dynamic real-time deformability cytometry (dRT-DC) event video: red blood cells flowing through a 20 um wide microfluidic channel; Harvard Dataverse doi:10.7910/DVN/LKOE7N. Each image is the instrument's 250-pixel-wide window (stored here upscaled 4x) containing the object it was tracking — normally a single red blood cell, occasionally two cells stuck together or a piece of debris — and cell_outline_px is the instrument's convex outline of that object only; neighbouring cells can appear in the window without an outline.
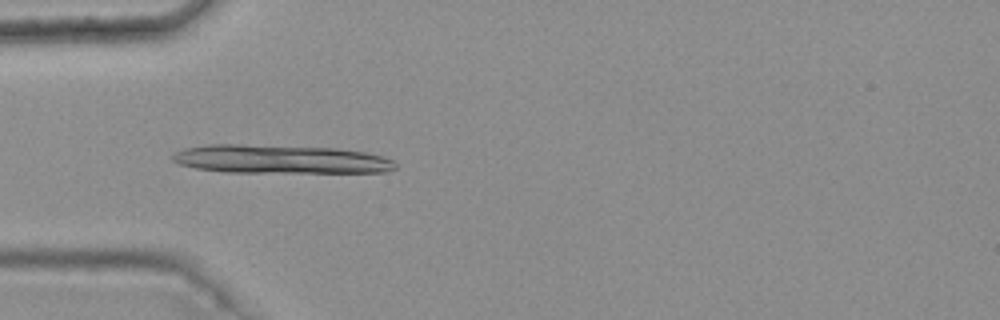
{"species": "common noctule bat (a hibernating species)", "species_latin": "Nyctalus noctula", "temperature_condition": "warm", "stored_images_in_passage": 6, "camera_frame_rate_fps": 3000, "um_per_image_px": 0.085, "animal": {"sex": "female", "body_mass_g": 25.1}, "frame": {"image": 1, "passage_image": 5, "time_ms": 1.333, "image_size_px": [1000, 320], "cell_outline_px": [[396, 168], [384, 172], [224, 172], [196, 168], [180, 164], [172, 160], [172, 156], [176, 152], [184, 148], [208, 144], [240, 144], [336, 148], [364, 152], [384, 156], [392, 160], [396, 164]], "centroid_in_image_um": [23.82, 13.53], "position_along_channel_um": 61.2, "area_um2": 37.11}}